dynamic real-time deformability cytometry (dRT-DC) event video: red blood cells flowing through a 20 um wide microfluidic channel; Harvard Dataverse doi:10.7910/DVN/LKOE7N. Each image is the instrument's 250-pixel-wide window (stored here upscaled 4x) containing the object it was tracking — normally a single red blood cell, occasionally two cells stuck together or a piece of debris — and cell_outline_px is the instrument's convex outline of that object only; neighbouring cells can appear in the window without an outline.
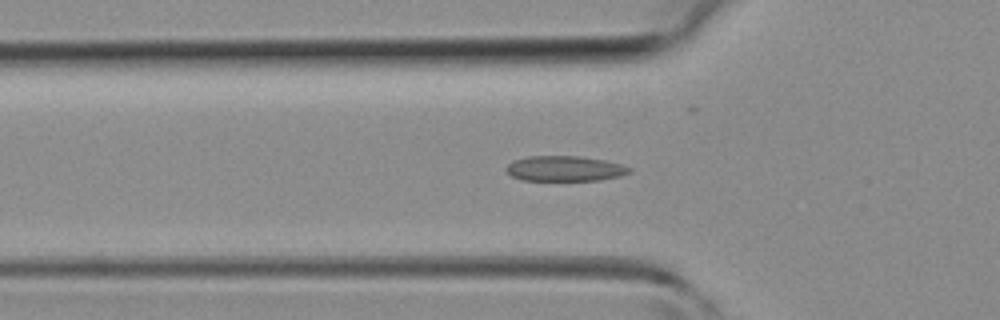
{"species": "common noctule bat (a hibernating species)", "species_latin": "Nyctalus noctula", "temperature_condition": "room temperature", "stored_images_in_passage": 33, "camera_frame_rate_fps": 3000, "um_per_image_px": 0.085, "animal": {"sex": "female", "body_mass_g": 19.3, "forearm_length_mm": 54.1}, "frame": {"image": 1, "passage_image": 5, "time_ms": 1.333, "image_size_px": [1000, 320], "cell_outline_px": [[632, 172], [620, 176], [600, 180], [520, 180], [512, 176], [504, 168], [512, 160], [528, 156], [580, 156], [604, 160], [620, 164], [632, 168]], "centroid_in_image_um": [47.99, 14.32], "position_along_channel_um": 77.8, "area_um2": 18.21}}
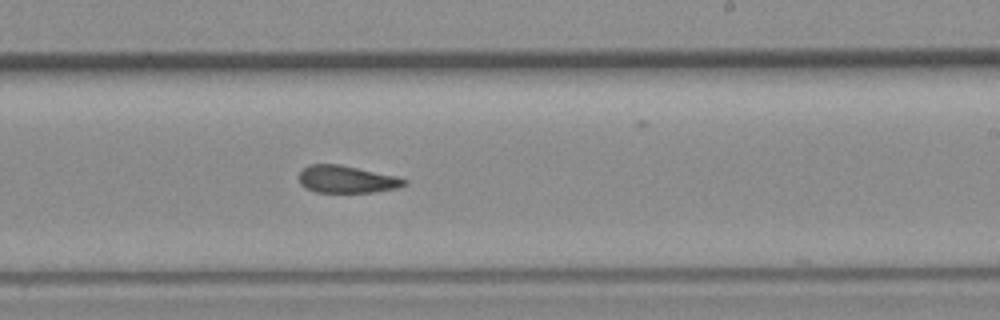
{"frame": {"image": 2, "passage_image": 16, "time_ms": 5.0, "image_size_px": [1000, 320], "cell_outline_px": [[408, 184], [400, 188], [376, 192], [316, 192], [304, 188], [300, 184], [300, 172], [308, 164], [340, 164], [396, 176], [408, 180]], "centroid_in_image_um": [29.5, 15.25], "position_along_channel_um": 259.5, "area_um2": 16.94}}
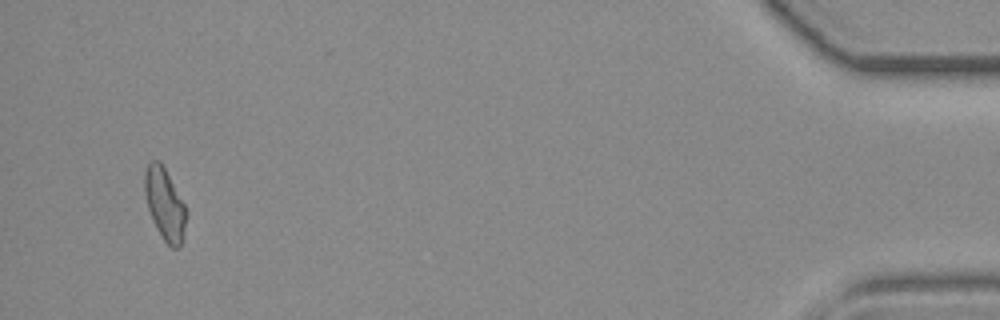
{"frame": {"image": 3, "passage_image": 31, "time_ms": 10.0, "image_size_px": [1000, 320], "cell_outline_px": [[188, 212], [184, 240], [180, 248], [172, 248], [164, 240], [156, 228], [148, 208], [144, 192], [144, 172], [148, 164], [152, 160], [160, 160], [184, 204]], "centroid_in_image_um": [14.03, 17.39], "position_along_channel_um": 421.2, "area_um2": 17.57}}